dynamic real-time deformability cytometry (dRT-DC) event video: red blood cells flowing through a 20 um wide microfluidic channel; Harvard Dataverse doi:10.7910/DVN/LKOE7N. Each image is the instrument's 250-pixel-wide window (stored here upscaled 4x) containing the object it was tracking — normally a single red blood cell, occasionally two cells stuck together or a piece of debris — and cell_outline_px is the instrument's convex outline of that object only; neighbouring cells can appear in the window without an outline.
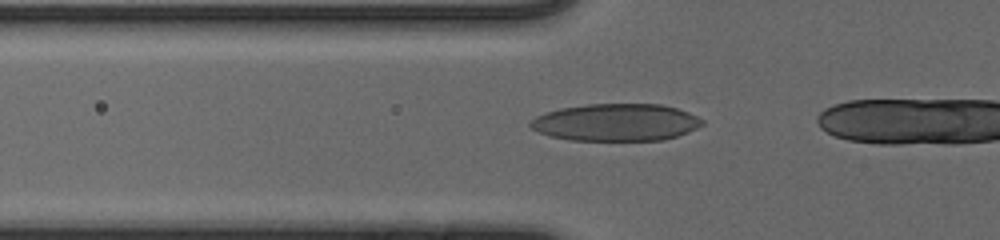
{"species": "human", "species_latin": "Homo sapiens", "temperature_condition": "cold", "stored_images_in_passage": 18, "camera_frame_rate_fps": 3000, "um_per_image_px": 0.085, "donor": {"sex": "male"}, "frame": {"image": 1, "passage_image": 15, "time_ms": 4.667, "image_size_px": [1000, 240], "cell_outline_px": [[704, 124], [688, 132], [664, 140], [568, 140], [548, 136], [532, 128], [528, 124], [536, 116], [560, 108], [588, 104], [660, 104], [676, 108], [688, 112], [704, 120]], "centroid_in_image_um": [52.36, 10.4], "position_along_channel_um": 73.4, "area_um2": 37.22}}